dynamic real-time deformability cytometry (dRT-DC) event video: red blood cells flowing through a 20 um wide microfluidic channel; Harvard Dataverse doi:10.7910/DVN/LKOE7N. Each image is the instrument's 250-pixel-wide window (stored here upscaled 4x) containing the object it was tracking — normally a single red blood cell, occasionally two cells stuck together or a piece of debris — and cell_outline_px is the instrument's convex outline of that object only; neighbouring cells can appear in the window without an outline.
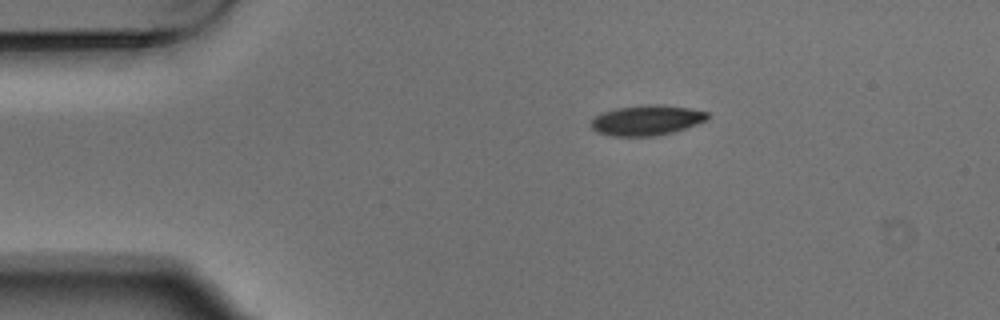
{"species": "Egyptian fruit bat (a non-hibernating species)", "species_latin": "Rousettus aegyptiacus", "temperature_condition": "warm", "stored_images_in_passage": 5, "camera_frame_rate_fps": 3000, "um_per_image_px": 0.085, "animal": {"sex": "male"}, "frame": {"image": 1, "passage_image": 1, "time_ms": 0.0, "image_size_px": [1000, 320], "cell_outline_px": [[712, 116], [708, 120], [672, 132], [656, 136], [612, 136], [596, 132], [592, 128], [592, 120], [596, 116], [604, 112], [616, 108], [648, 104], [660, 104], [692, 108], [708, 112]], "centroid_in_image_um": [55.02, 10.21], "position_along_channel_um": 30.0, "area_um2": 20.58}}
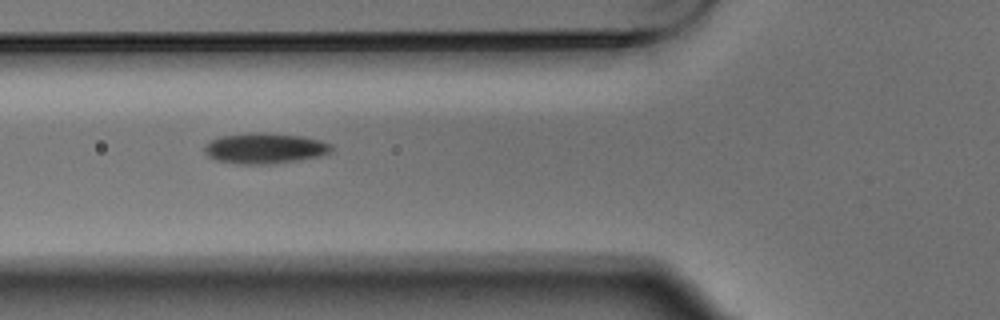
{"frame": {"image": 2, "passage_image": 4, "time_ms": 1.0, "image_size_px": [1000, 320], "cell_outline_px": [[332, 152], [320, 156], [272, 164], [236, 164], [216, 160], [208, 156], [204, 152], [204, 144], [220, 136], [248, 132], [264, 132], [304, 136], [320, 140], [332, 144]], "centroid_in_image_um": [22.5, 12.59], "position_along_channel_um": 103.3, "area_um2": 22.95}}
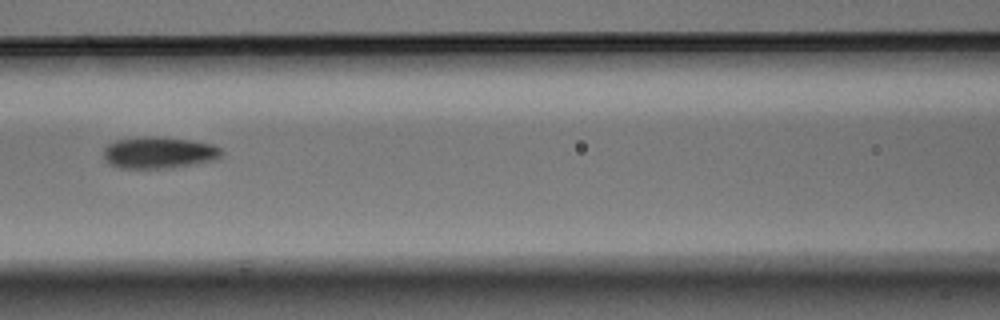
{"frame": {"image": 3, "passage_image": 5, "time_ms": 1.333, "image_size_px": [1000, 320], "cell_outline_px": [[224, 152], [220, 156], [212, 160], [168, 168], [120, 168], [112, 164], [104, 156], [104, 148], [108, 144], [116, 140], [144, 136], [156, 136], [192, 140], [212, 144], [220, 148]], "centroid_in_image_um": [13.51, 12.95], "position_along_channel_um": 153.1, "area_um2": 21.5}}